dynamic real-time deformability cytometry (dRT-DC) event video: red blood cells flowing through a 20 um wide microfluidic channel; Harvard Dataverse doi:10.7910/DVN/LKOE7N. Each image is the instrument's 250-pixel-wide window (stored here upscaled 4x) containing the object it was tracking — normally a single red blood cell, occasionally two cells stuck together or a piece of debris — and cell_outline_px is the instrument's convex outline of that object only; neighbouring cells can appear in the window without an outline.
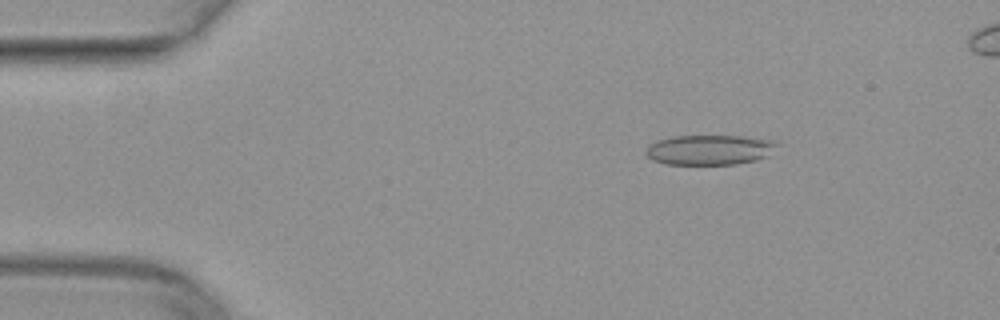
{"species": "common noctule bat (a hibernating species)", "species_latin": "Nyctalus noctula", "temperature_condition": "warm", "stored_images_in_passage": 12, "camera_frame_rate_fps": 3000, "um_per_image_px": 0.085, "animal": {"sex": "female", "body_mass_g": 29.2, "forearm_length_mm": 56.3}, "frame": {"image": 1, "passage_image": 4, "time_ms": 1.0, "image_size_px": [1000, 320], "cell_outline_px": [[776, 144], [768, 156], [756, 160], [736, 164], [668, 164], [652, 160], [644, 152], [648, 144], [656, 140], [672, 136], [740, 136], [768, 140]], "centroid_in_image_um": [60.22, 12.74], "position_along_channel_um": 24.8, "area_um2": 22.72}}